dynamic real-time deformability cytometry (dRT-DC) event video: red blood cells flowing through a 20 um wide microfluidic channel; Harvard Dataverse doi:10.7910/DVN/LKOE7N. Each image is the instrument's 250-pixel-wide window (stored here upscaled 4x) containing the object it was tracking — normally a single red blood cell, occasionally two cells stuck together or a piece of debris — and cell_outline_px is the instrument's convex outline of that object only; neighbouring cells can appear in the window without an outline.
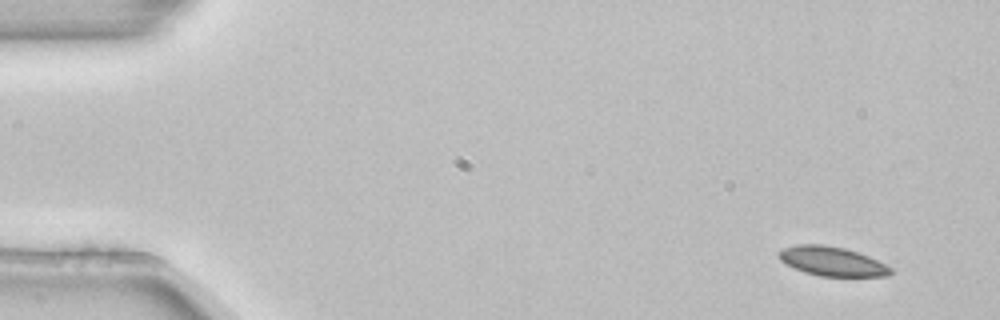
{"species": "common noctule bat (a hibernating species)", "species_latin": "Nyctalus noctula", "temperature_condition": "room temperature", "stored_images_in_passage": 3, "camera_frame_rate_fps": 3000, "um_per_image_px": 0.085, "animal": {"sex": "female", "body_mass_g": 22.7, "forearm_length_mm": 54.2}, "frame": {"image": 1, "passage_image": 1, "time_ms": 0.0, "image_size_px": [1000, 320], "cell_outline_px": [[892, 272], [888, 276], [820, 276], [804, 272], [780, 260], [780, 252], [784, 248], [796, 244], [824, 244], [844, 248], [868, 256], [892, 268]], "centroid_in_image_um": [70.74, 22.21], "position_along_channel_um": 14.3, "area_um2": 18.73}}